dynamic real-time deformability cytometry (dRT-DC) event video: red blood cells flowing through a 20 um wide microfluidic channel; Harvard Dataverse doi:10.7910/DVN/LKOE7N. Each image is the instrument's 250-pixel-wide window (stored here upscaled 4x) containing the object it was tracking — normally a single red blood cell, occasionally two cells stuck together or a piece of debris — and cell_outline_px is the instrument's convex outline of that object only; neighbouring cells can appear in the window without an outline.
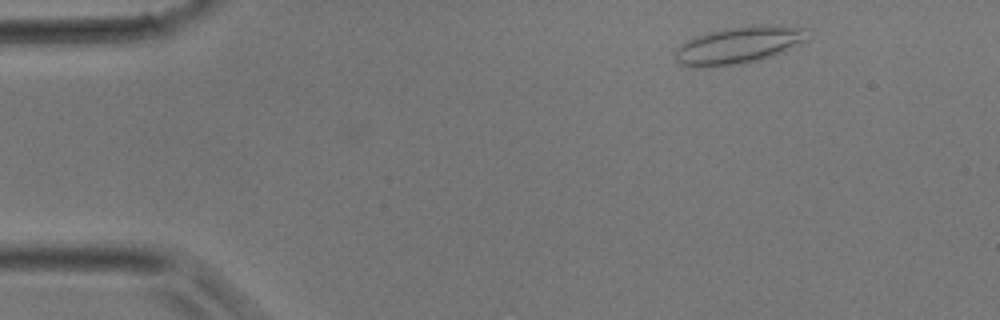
{"species": "common noctule bat (a hibernating species)", "species_latin": "Nyctalus noctula", "temperature_condition": "room temperature", "stored_images_in_passage": 37, "camera_frame_rate_fps": 3000, "um_per_image_px": 0.085, "animal": {"sex": "male", "body_mass_g": 17.9}, "frame": {"image": 1, "passage_image": 3, "time_ms": 0.667, "image_size_px": [1000, 320], "cell_outline_px": [[804, 40], [772, 56], [760, 60], [740, 64], [700, 68], [696, 68], [680, 64], [676, 60], [676, 48], [680, 44], [696, 36], [708, 32], [728, 28], [752, 24], [780, 24], [804, 28]], "centroid_in_image_um": [62.72, 3.83], "position_along_channel_um": 22.3, "area_um2": 28.44}}
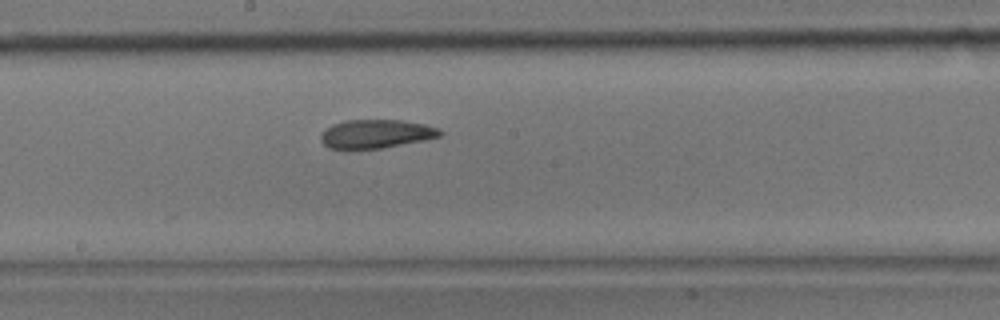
{"frame": {"image": 2, "passage_image": 19, "time_ms": 6.0, "image_size_px": [1000, 320], "cell_outline_px": [[444, 132], [440, 136], [424, 140], [380, 148], [328, 148], [320, 140], [320, 136], [332, 124], [344, 120], [400, 120], [424, 124], [440, 128]], "centroid_in_image_um": [31.99, 11.36], "position_along_channel_um": 216.2, "area_um2": 19.65}}
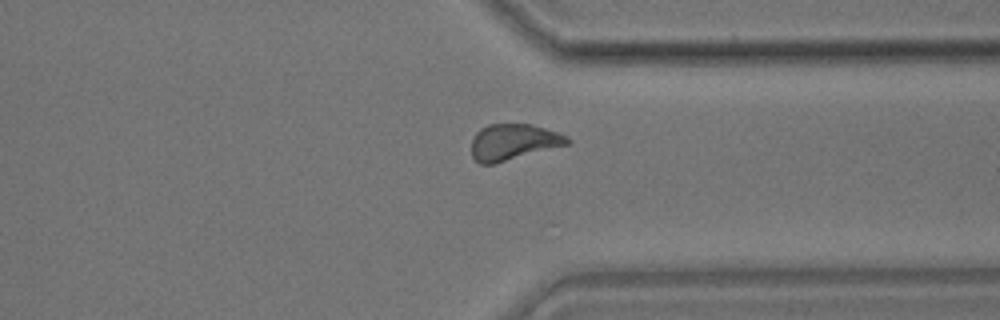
{"frame": {"image": 3, "passage_image": 28, "time_ms": 9.0, "image_size_px": [1000, 320], "cell_outline_px": [[572, 144], [492, 164], [480, 164], [472, 156], [472, 140], [476, 132], [480, 128], [488, 124], [532, 124], [560, 132], [572, 140]], "centroid_in_image_um": [43.68, 12.06], "position_along_channel_um": 367.7, "area_um2": 20.4}}